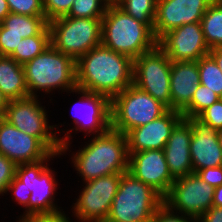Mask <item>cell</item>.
Masks as SVG:
<instances>
[{"instance_id": "cell-29", "label": "cell", "mask_w": 222, "mask_h": 222, "mask_svg": "<svg viewBox=\"0 0 222 222\" xmlns=\"http://www.w3.org/2000/svg\"><path fill=\"white\" fill-rule=\"evenodd\" d=\"M108 0H74L68 17L73 18H103Z\"/></svg>"}, {"instance_id": "cell-37", "label": "cell", "mask_w": 222, "mask_h": 222, "mask_svg": "<svg viewBox=\"0 0 222 222\" xmlns=\"http://www.w3.org/2000/svg\"><path fill=\"white\" fill-rule=\"evenodd\" d=\"M196 174L213 188L222 185V166L200 169Z\"/></svg>"}, {"instance_id": "cell-9", "label": "cell", "mask_w": 222, "mask_h": 222, "mask_svg": "<svg viewBox=\"0 0 222 222\" xmlns=\"http://www.w3.org/2000/svg\"><path fill=\"white\" fill-rule=\"evenodd\" d=\"M50 43L77 61L101 44L102 18L60 17L49 22Z\"/></svg>"}, {"instance_id": "cell-16", "label": "cell", "mask_w": 222, "mask_h": 222, "mask_svg": "<svg viewBox=\"0 0 222 222\" xmlns=\"http://www.w3.org/2000/svg\"><path fill=\"white\" fill-rule=\"evenodd\" d=\"M128 155V172L164 198L175 181L167 165L164 151L150 149Z\"/></svg>"}, {"instance_id": "cell-18", "label": "cell", "mask_w": 222, "mask_h": 222, "mask_svg": "<svg viewBox=\"0 0 222 222\" xmlns=\"http://www.w3.org/2000/svg\"><path fill=\"white\" fill-rule=\"evenodd\" d=\"M182 119L180 112L168 109L159 118L130 130L126 134L128 154L150 149L163 150L173 129Z\"/></svg>"}, {"instance_id": "cell-10", "label": "cell", "mask_w": 222, "mask_h": 222, "mask_svg": "<svg viewBox=\"0 0 222 222\" xmlns=\"http://www.w3.org/2000/svg\"><path fill=\"white\" fill-rule=\"evenodd\" d=\"M47 113L49 110L42 105L41 98L29 96L9 100L3 118L20 131L38 138L52 153L60 155L61 145Z\"/></svg>"}, {"instance_id": "cell-25", "label": "cell", "mask_w": 222, "mask_h": 222, "mask_svg": "<svg viewBox=\"0 0 222 222\" xmlns=\"http://www.w3.org/2000/svg\"><path fill=\"white\" fill-rule=\"evenodd\" d=\"M50 44V28L48 26L40 35L22 38L10 57L24 65L41 54Z\"/></svg>"}, {"instance_id": "cell-45", "label": "cell", "mask_w": 222, "mask_h": 222, "mask_svg": "<svg viewBox=\"0 0 222 222\" xmlns=\"http://www.w3.org/2000/svg\"><path fill=\"white\" fill-rule=\"evenodd\" d=\"M219 6L222 7V0H214Z\"/></svg>"}, {"instance_id": "cell-20", "label": "cell", "mask_w": 222, "mask_h": 222, "mask_svg": "<svg viewBox=\"0 0 222 222\" xmlns=\"http://www.w3.org/2000/svg\"><path fill=\"white\" fill-rule=\"evenodd\" d=\"M191 137L192 125L183 118L173 129L163 149L170 173L175 179L194 173L190 153Z\"/></svg>"}, {"instance_id": "cell-14", "label": "cell", "mask_w": 222, "mask_h": 222, "mask_svg": "<svg viewBox=\"0 0 222 222\" xmlns=\"http://www.w3.org/2000/svg\"><path fill=\"white\" fill-rule=\"evenodd\" d=\"M157 45L171 61H198L210 52L200 22L184 24L167 32Z\"/></svg>"}, {"instance_id": "cell-12", "label": "cell", "mask_w": 222, "mask_h": 222, "mask_svg": "<svg viewBox=\"0 0 222 222\" xmlns=\"http://www.w3.org/2000/svg\"><path fill=\"white\" fill-rule=\"evenodd\" d=\"M172 61L157 45L133 60V84L171 109L170 72Z\"/></svg>"}, {"instance_id": "cell-44", "label": "cell", "mask_w": 222, "mask_h": 222, "mask_svg": "<svg viewBox=\"0 0 222 222\" xmlns=\"http://www.w3.org/2000/svg\"><path fill=\"white\" fill-rule=\"evenodd\" d=\"M218 139L222 149V129L218 130Z\"/></svg>"}, {"instance_id": "cell-41", "label": "cell", "mask_w": 222, "mask_h": 222, "mask_svg": "<svg viewBox=\"0 0 222 222\" xmlns=\"http://www.w3.org/2000/svg\"><path fill=\"white\" fill-rule=\"evenodd\" d=\"M212 206L222 207V185L214 188Z\"/></svg>"}, {"instance_id": "cell-31", "label": "cell", "mask_w": 222, "mask_h": 222, "mask_svg": "<svg viewBox=\"0 0 222 222\" xmlns=\"http://www.w3.org/2000/svg\"><path fill=\"white\" fill-rule=\"evenodd\" d=\"M8 193L13 197L11 201L14 199V202L20 206L22 205L21 208L25 209L23 214L18 217L28 216V201L31 195V191H27V189L23 186V182L20 181L16 176L8 185L5 195H9Z\"/></svg>"}, {"instance_id": "cell-33", "label": "cell", "mask_w": 222, "mask_h": 222, "mask_svg": "<svg viewBox=\"0 0 222 222\" xmlns=\"http://www.w3.org/2000/svg\"><path fill=\"white\" fill-rule=\"evenodd\" d=\"M16 167L13 161L0 153V196H5L8 185L16 175Z\"/></svg>"}, {"instance_id": "cell-2", "label": "cell", "mask_w": 222, "mask_h": 222, "mask_svg": "<svg viewBox=\"0 0 222 222\" xmlns=\"http://www.w3.org/2000/svg\"><path fill=\"white\" fill-rule=\"evenodd\" d=\"M80 146L72 151L70 161L82 182L128 171L127 137L121 132L110 128L103 134L89 136Z\"/></svg>"}, {"instance_id": "cell-35", "label": "cell", "mask_w": 222, "mask_h": 222, "mask_svg": "<svg viewBox=\"0 0 222 222\" xmlns=\"http://www.w3.org/2000/svg\"><path fill=\"white\" fill-rule=\"evenodd\" d=\"M22 37L15 34H5V26L0 24V55L10 56L20 44Z\"/></svg>"}, {"instance_id": "cell-32", "label": "cell", "mask_w": 222, "mask_h": 222, "mask_svg": "<svg viewBox=\"0 0 222 222\" xmlns=\"http://www.w3.org/2000/svg\"><path fill=\"white\" fill-rule=\"evenodd\" d=\"M74 0H43V10L48 22L67 16Z\"/></svg>"}, {"instance_id": "cell-22", "label": "cell", "mask_w": 222, "mask_h": 222, "mask_svg": "<svg viewBox=\"0 0 222 222\" xmlns=\"http://www.w3.org/2000/svg\"><path fill=\"white\" fill-rule=\"evenodd\" d=\"M0 90L8 100L29 97L23 65L10 56L0 55Z\"/></svg>"}, {"instance_id": "cell-40", "label": "cell", "mask_w": 222, "mask_h": 222, "mask_svg": "<svg viewBox=\"0 0 222 222\" xmlns=\"http://www.w3.org/2000/svg\"><path fill=\"white\" fill-rule=\"evenodd\" d=\"M209 55L215 60L222 71V46L210 49Z\"/></svg>"}, {"instance_id": "cell-19", "label": "cell", "mask_w": 222, "mask_h": 222, "mask_svg": "<svg viewBox=\"0 0 222 222\" xmlns=\"http://www.w3.org/2000/svg\"><path fill=\"white\" fill-rule=\"evenodd\" d=\"M192 125L190 153L193 172L209 167L222 166V149L218 130L198 117L186 118Z\"/></svg>"}, {"instance_id": "cell-1", "label": "cell", "mask_w": 222, "mask_h": 222, "mask_svg": "<svg viewBox=\"0 0 222 222\" xmlns=\"http://www.w3.org/2000/svg\"><path fill=\"white\" fill-rule=\"evenodd\" d=\"M76 83L111 100L133 84V60L100 44L76 61Z\"/></svg>"}, {"instance_id": "cell-11", "label": "cell", "mask_w": 222, "mask_h": 222, "mask_svg": "<svg viewBox=\"0 0 222 222\" xmlns=\"http://www.w3.org/2000/svg\"><path fill=\"white\" fill-rule=\"evenodd\" d=\"M122 173H113L87 182L72 203V219L77 222H105L117 193ZM81 191V192H80Z\"/></svg>"}, {"instance_id": "cell-6", "label": "cell", "mask_w": 222, "mask_h": 222, "mask_svg": "<svg viewBox=\"0 0 222 222\" xmlns=\"http://www.w3.org/2000/svg\"><path fill=\"white\" fill-rule=\"evenodd\" d=\"M164 204L152 187L124 172L105 222H151Z\"/></svg>"}, {"instance_id": "cell-4", "label": "cell", "mask_w": 222, "mask_h": 222, "mask_svg": "<svg viewBox=\"0 0 222 222\" xmlns=\"http://www.w3.org/2000/svg\"><path fill=\"white\" fill-rule=\"evenodd\" d=\"M101 44L134 60L153 50L157 40L146 24L109 3L102 18Z\"/></svg>"}, {"instance_id": "cell-24", "label": "cell", "mask_w": 222, "mask_h": 222, "mask_svg": "<svg viewBox=\"0 0 222 222\" xmlns=\"http://www.w3.org/2000/svg\"><path fill=\"white\" fill-rule=\"evenodd\" d=\"M202 31L210 49L222 46V7L213 1L201 19Z\"/></svg>"}, {"instance_id": "cell-26", "label": "cell", "mask_w": 222, "mask_h": 222, "mask_svg": "<svg viewBox=\"0 0 222 222\" xmlns=\"http://www.w3.org/2000/svg\"><path fill=\"white\" fill-rule=\"evenodd\" d=\"M115 3L127 14L137 21L143 22L153 31L157 0H117Z\"/></svg>"}, {"instance_id": "cell-38", "label": "cell", "mask_w": 222, "mask_h": 222, "mask_svg": "<svg viewBox=\"0 0 222 222\" xmlns=\"http://www.w3.org/2000/svg\"><path fill=\"white\" fill-rule=\"evenodd\" d=\"M71 216H68L65 211L54 215H37L16 217V222H73ZM74 222H77L74 220Z\"/></svg>"}, {"instance_id": "cell-39", "label": "cell", "mask_w": 222, "mask_h": 222, "mask_svg": "<svg viewBox=\"0 0 222 222\" xmlns=\"http://www.w3.org/2000/svg\"><path fill=\"white\" fill-rule=\"evenodd\" d=\"M197 222H222V207L212 206Z\"/></svg>"}, {"instance_id": "cell-23", "label": "cell", "mask_w": 222, "mask_h": 222, "mask_svg": "<svg viewBox=\"0 0 222 222\" xmlns=\"http://www.w3.org/2000/svg\"><path fill=\"white\" fill-rule=\"evenodd\" d=\"M2 24L5 26V34L20 35L22 38L40 35L48 26L45 16H28L9 13Z\"/></svg>"}, {"instance_id": "cell-17", "label": "cell", "mask_w": 222, "mask_h": 222, "mask_svg": "<svg viewBox=\"0 0 222 222\" xmlns=\"http://www.w3.org/2000/svg\"><path fill=\"white\" fill-rule=\"evenodd\" d=\"M0 153L19 165L41 161L52 152L38 138L0 117Z\"/></svg>"}, {"instance_id": "cell-36", "label": "cell", "mask_w": 222, "mask_h": 222, "mask_svg": "<svg viewBox=\"0 0 222 222\" xmlns=\"http://www.w3.org/2000/svg\"><path fill=\"white\" fill-rule=\"evenodd\" d=\"M151 222H197L195 219L170 210L163 204L155 213Z\"/></svg>"}, {"instance_id": "cell-8", "label": "cell", "mask_w": 222, "mask_h": 222, "mask_svg": "<svg viewBox=\"0 0 222 222\" xmlns=\"http://www.w3.org/2000/svg\"><path fill=\"white\" fill-rule=\"evenodd\" d=\"M167 110L160 101L132 84L110 100L111 129L126 135L159 118Z\"/></svg>"}, {"instance_id": "cell-7", "label": "cell", "mask_w": 222, "mask_h": 222, "mask_svg": "<svg viewBox=\"0 0 222 222\" xmlns=\"http://www.w3.org/2000/svg\"><path fill=\"white\" fill-rule=\"evenodd\" d=\"M59 157L61 156L58 153H51L41 161L17 165L15 176L23 182L27 191H31L28 216L54 215L64 212V209L58 206V201H56L58 199L55 197L58 196L56 194L60 188L59 179L56 177L57 172L51 169L49 164Z\"/></svg>"}, {"instance_id": "cell-21", "label": "cell", "mask_w": 222, "mask_h": 222, "mask_svg": "<svg viewBox=\"0 0 222 222\" xmlns=\"http://www.w3.org/2000/svg\"><path fill=\"white\" fill-rule=\"evenodd\" d=\"M200 84L197 61H172L170 72L171 109L182 112Z\"/></svg>"}, {"instance_id": "cell-42", "label": "cell", "mask_w": 222, "mask_h": 222, "mask_svg": "<svg viewBox=\"0 0 222 222\" xmlns=\"http://www.w3.org/2000/svg\"><path fill=\"white\" fill-rule=\"evenodd\" d=\"M10 13L7 0H0V24L4 18Z\"/></svg>"}, {"instance_id": "cell-30", "label": "cell", "mask_w": 222, "mask_h": 222, "mask_svg": "<svg viewBox=\"0 0 222 222\" xmlns=\"http://www.w3.org/2000/svg\"><path fill=\"white\" fill-rule=\"evenodd\" d=\"M11 13L28 16H45L43 0H7Z\"/></svg>"}, {"instance_id": "cell-43", "label": "cell", "mask_w": 222, "mask_h": 222, "mask_svg": "<svg viewBox=\"0 0 222 222\" xmlns=\"http://www.w3.org/2000/svg\"><path fill=\"white\" fill-rule=\"evenodd\" d=\"M9 100L0 90V117H3L7 108Z\"/></svg>"}, {"instance_id": "cell-15", "label": "cell", "mask_w": 222, "mask_h": 222, "mask_svg": "<svg viewBox=\"0 0 222 222\" xmlns=\"http://www.w3.org/2000/svg\"><path fill=\"white\" fill-rule=\"evenodd\" d=\"M214 0H157L153 33L158 41L167 32L201 22L203 14Z\"/></svg>"}, {"instance_id": "cell-13", "label": "cell", "mask_w": 222, "mask_h": 222, "mask_svg": "<svg viewBox=\"0 0 222 222\" xmlns=\"http://www.w3.org/2000/svg\"><path fill=\"white\" fill-rule=\"evenodd\" d=\"M214 188L196 173L176 178L164 204L172 211L196 221L212 207Z\"/></svg>"}, {"instance_id": "cell-28", "label": "cell", "mask_w": 222, "mask_h": 222, "mask_svg": "<svg viewBox=\"0 0 222 222\" xmlns=\"http://www.w3.org/2000/svg\"><path fill=\"white\" fill-rule=\"evenodd\" d=\"M220 97L207 86L198 85L190 104L181 112L184 119L198 117L205 109L217 102Z\"/></svg>"}, {"instance_id": "cell-34", "label": "cell", "mask_w": 222, "mask_h": 222, "mask_svg": "<svg viewBox=\"0 0 222 222\" xmlns=\"http://www.w3.org/2000/svg\"><path fill=\"white\" fill-rule=\"evenodd\" d=\"M198 118L216 130L222 129V98L205 109Z\"/></svg>"}, {"instance_id": "cell-5", "label": "cell", "mask_w": 222, "mask_h": 222, "mask_svg": "<svg viewBox=\"0 0 222 222\" xmlns=\"http://www.w3.org/2000/svg\"><path fill=\"white\" fill-rule=\"evenodd\" d=\"M70 93L76 94L79 97L73 106L70 107V110H73L72 114L70 113L73 123L70 124H74V127L66 130L64 125L66 121L63 122V125L62 123H59L61 125H54L56 137L61 145L60 156H65L68 152L70 155L72 151L73 137L71 133L75 132L73 134L77 135V133L82 132L85 137H89L90 135L103 134L111 128L110 99L107 96L79 88L73 89ZM58 126H64L65 129L60 130ZM61 133L63 134L62 137Z\"/></svg>"}, {"instance_id": "cell-3", "label": "cell", "mask_w": 222, "mask_h": 222, "mask_svg": "<svg viewBox=\"0 0 222 222\" xmlns=\"http://www.w3.org/2000/svg\"><path fill=\"white\" fill-rule=\"evenodd\" d=\"M25 72L26 85L29 96L40 97L43 92L49 95L50 102L53 100L51 95L55 91L60 94L77 88L76 83V61L56 50L51 44L31 61L23 65Z\"/></svg>"}, {"instance_id": "cell-27", "label": "cell", "mask_w": 222, "mask_h": 222, "mask_svg": "<svg viewBox=\"0 0 222 222\" xmlns=\"http://www.w3.org/2000/svg\"><path fill=\"white\" fill-rule=\"evenodd\" d=\"M197 62L200 84L207 86L209 90L214 91L222 98V71L215 60L210 55H207Z\"/></svg>"}, {"instance_id": "cell-46", "label": "cell", "mask_w": 222, "mask_h": 222, "mask_svg": "<svg viewBox=\"0 0 222 222\" xmlns=\"http://www.w3.org/2000/svg\"><path fill=\"white\" fill-rule=\"evenodd\" d=\"M110 3H115L117 0H108Z\"/></svg>"}]
</instances>
